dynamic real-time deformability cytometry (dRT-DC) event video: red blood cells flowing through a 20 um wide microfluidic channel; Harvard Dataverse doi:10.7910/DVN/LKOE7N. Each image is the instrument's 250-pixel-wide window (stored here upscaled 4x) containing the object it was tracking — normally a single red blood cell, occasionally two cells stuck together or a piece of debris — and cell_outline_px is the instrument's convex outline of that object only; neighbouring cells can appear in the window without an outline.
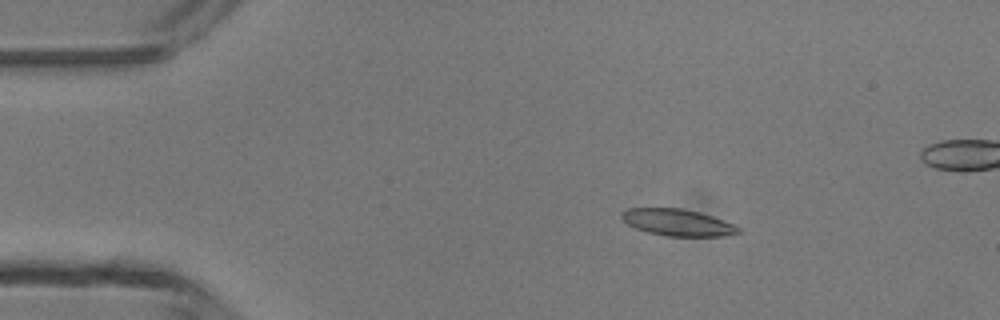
{"species": "common noctule bat (a hibernating species)", "species_latin": "Nyctalus noctula", "temperature_condition": "room temperature", "stored_images_in_passage": 6, "camera_frame_rate_fps": 3000, "um_per_image_px": 0.085, "animal": {"sex": "male", "body_mass_g": 13.3}, "frame": {"image": 1, "passage_image": 2, "time_ms": 1.333, "image_size_px": [1000, 320], "cell_outline_px": [[740, 232], [724, 236], [668, 236], [648, 232], [636, 228], [628, 224], [620, 216], [620, 212], [628, 208], [684, 208], [700, 212], [736, 224], [740, 228]], "centroid_in_image_um": [57.61, 18.9], "position_along_channel_um": 27.4, "area_um2": 18.26}}
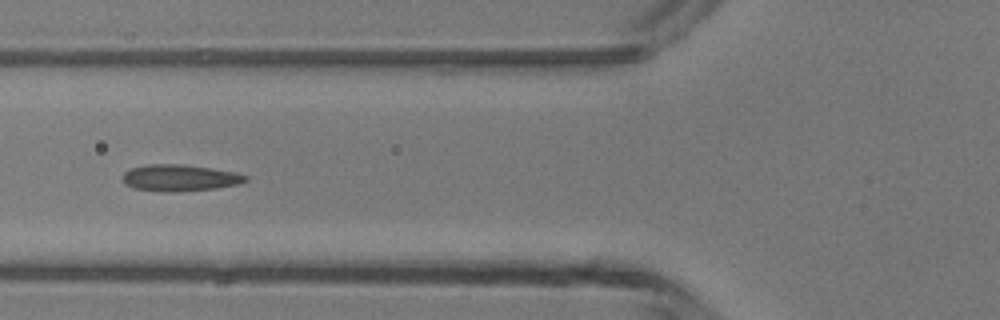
{"frame": {"image": 2, "passage_image": 5, "time_ms": 4.667, "image_size_px": [1000, 320], "cell_outline_px": [[248, 180], [240, 184], [216, 188], [176, 192], [164, 192], [132, 188], [124, 184], [124, 172], [132, 168], [144, 164], [184, 164], [212, 168], [236, 172], [248, 176]], "centroid_in_image_um": [15.3, 15.12], "position_along_channel_um": 110.5, "area_um2": 19.25}}
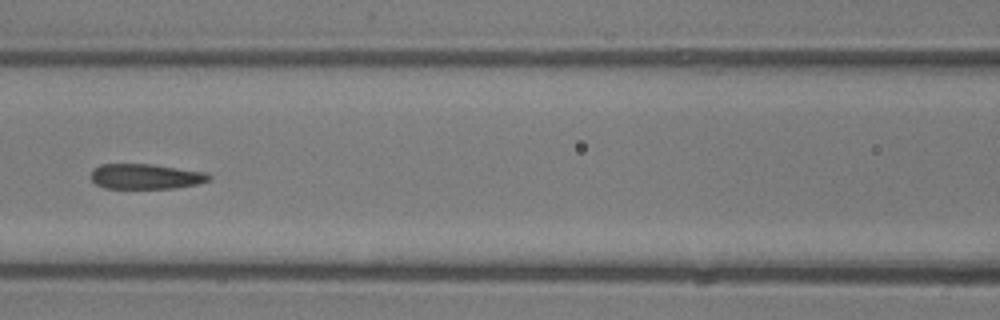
{"frame": {"image": 3, "passage_image": 6, "time_ms": 5.667, "image_size_px": [1000, 320], "cell_outline_px": [[212, 176], [208, 180], [196, 184], [176, 188], [104, 188], [96, 184], [92, 180], [92, 172], [100, 164], [152, 164], [204, 172]], "centroid_in_image_um": [12.38, 15.0], "position_along_channel_um": 154.2, "area_um2": 17.11}}